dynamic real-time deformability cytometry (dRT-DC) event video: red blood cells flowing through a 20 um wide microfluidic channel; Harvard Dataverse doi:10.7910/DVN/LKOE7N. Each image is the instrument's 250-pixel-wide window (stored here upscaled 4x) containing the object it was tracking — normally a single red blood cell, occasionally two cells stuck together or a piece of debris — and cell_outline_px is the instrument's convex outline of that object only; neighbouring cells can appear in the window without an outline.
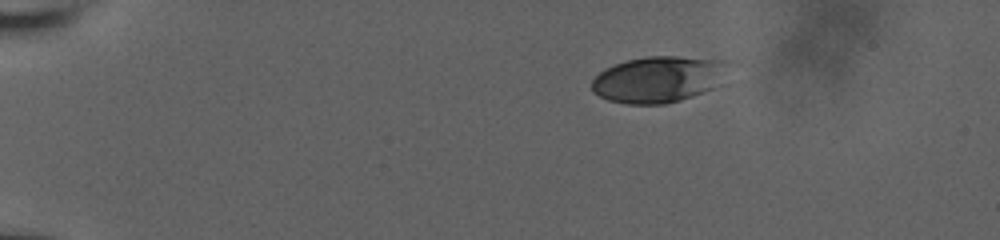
{"species": "human", "species_latin": "Homo sapiens", "temperature_condition": "room temperature", "stored_images_in_passage": 46, "camera_frame_rate_fps": 3000, "um_per_image_px": 0.085, "donor": {"sex": "male"}, "frame": {"image": 1, "passage_image": 1, "time_ms": 0.0, "image_size_px": [1000, 240], "cell_outline_px": [[732, 60], [712, 88], [680, 100], [664, 104], [628, 104], [608, 100], [592, 92], [592, 80], [604, 68], [628, 60], [648, 56], [676, 56]], "centroid_in_image_um": [55.92, 6.73], "position_along_channel_um": 29.1, "area_um2": 36.41}}
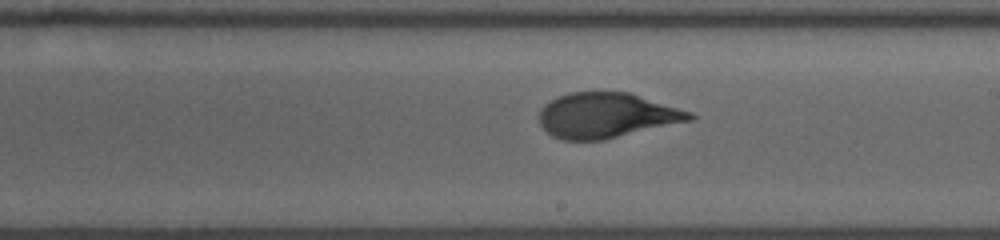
{"frame": {"image": 2, "passage_image": 25, "time_ms": 8.0, "image_size_px": [1000, 240], "cell_outline_px": [[696, 116], [692, 120], [604, 140], [564, 140], [552, 136], [540, 124], [540, 112], [544, 104], [568, 92], [628, 92], [692, 112]], "centroid_in_image_um": [51.57, 9.81], "position_along_channel_um": 237.4, "area_um2": 39.3}}
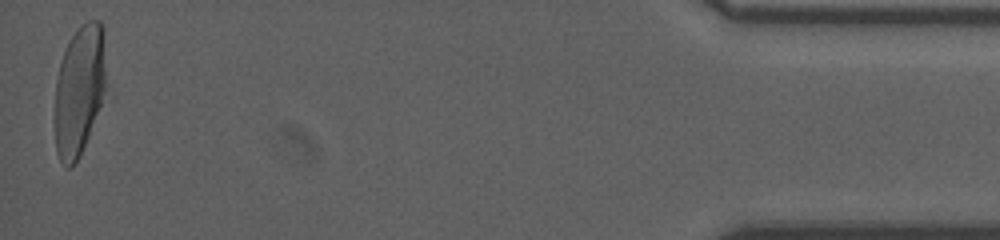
{"frame": {"image": 3, "passage_image": 46, "time_ms": 15.0, "image_size_px": [1000, 240], "cell_outline_px": [[104, 88], [100, 104], [88, 136], [80, 156], [72, 168], [64, 168], [56, 152], [56, 80], [60, 64], [68, 40], [80, 24], [88, 20], [100, 20], [104, 28]], "centroid_in_image_um": [6.73, 7.65], "position_along_channel_um": 428.5, "area_um2": 38.38}, "authors_computed_cell_mechanics": {"area_um2": 39.1884, "velocity_mm_per_s": 3.8602, "shape_relaxation_time_tau1_ms": 4.9745, "shape_relaxation_time_tau2_ms": null, "deformation_change_tau1": 0.2045, "deformation_change_tau2": null}}